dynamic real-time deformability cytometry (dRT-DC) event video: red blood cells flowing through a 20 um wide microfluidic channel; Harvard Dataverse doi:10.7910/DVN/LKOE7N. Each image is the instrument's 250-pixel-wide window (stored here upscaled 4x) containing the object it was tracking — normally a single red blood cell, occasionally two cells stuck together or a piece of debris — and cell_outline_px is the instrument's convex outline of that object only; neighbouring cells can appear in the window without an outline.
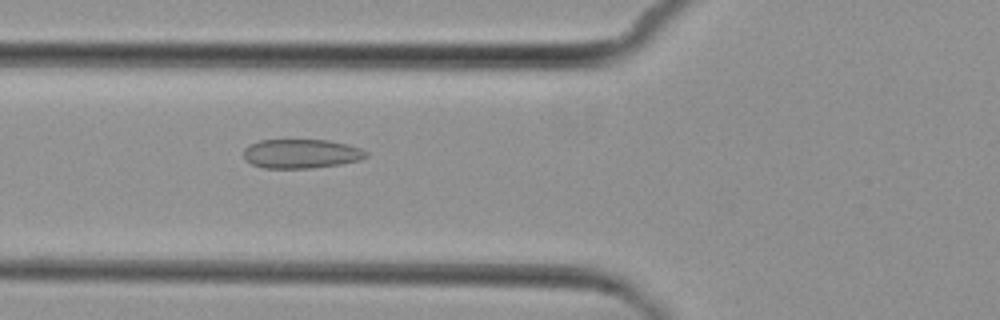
{"species": "common noctule bat (a hibernating species)", "species_latin": "Nyctalus noctula", "temperature_condition": "cold", "stored_images_in_passage": 2, "camera_frame_rate_fps": 3000, "um_per_image_px": 0.085, "animal": {"sex": "female", "body_mass_g": 29.2, "forearm_length_mm": 56.3}, "frame": {"image": 1, "passage_image": 2, "time_ms": 1.0, "image_size_px": [1000, 320], "cell_outline_px": [[368, 156], [360, 160], [340, 164], [312, 168], [264, 168], [252, 164], [244, 156], [244, 148], [248, 144], [260, 140], [328, 140], [348, 144], [360, 148], [368, 152]], "centroid_in_image_um": [25.62, 13.06], "position_along_channel_um": 100.2, "area_um2": 20.87}}